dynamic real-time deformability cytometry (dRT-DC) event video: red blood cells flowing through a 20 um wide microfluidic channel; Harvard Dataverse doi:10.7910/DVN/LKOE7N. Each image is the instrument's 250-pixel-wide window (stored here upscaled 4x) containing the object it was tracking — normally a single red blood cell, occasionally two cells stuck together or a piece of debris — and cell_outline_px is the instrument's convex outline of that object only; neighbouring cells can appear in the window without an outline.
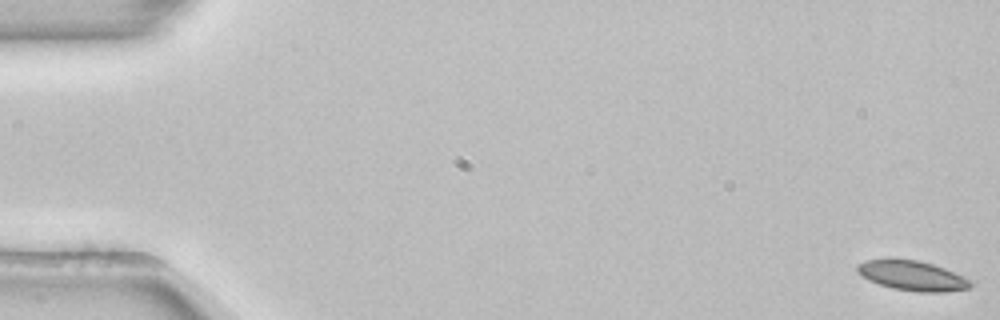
{"species": "common noctule bat (a hibernating species)", "species_latin": "Nyctalus noctula", "temperature_condition": "room temperature", "stored_images_in_passage": 54, "camera_frame_rate_fps": 3000, "um_per_image_px": 0.085, "animal": {"sex": "female", "body_mass_g": 22.7, "forearm_length_mm": 54.2}, "frame": {"image": 1, "passage_image": 1, "time_ms": 0.0, "image_size_px": [1000, 320], "cell_outline_px": [[972, 284], [968, 288], [944, 292], [916, 292], [892, 288], [868, 280], [856, 272], [856, 264], [864, 260], [884, 256], [888, 256], [920, 260], [944, 268], [972, 280]], "centroid_in_image_um": [77.45, 23.38], "position_along_channel_um": 7.6, "area_um2": 20.4}}
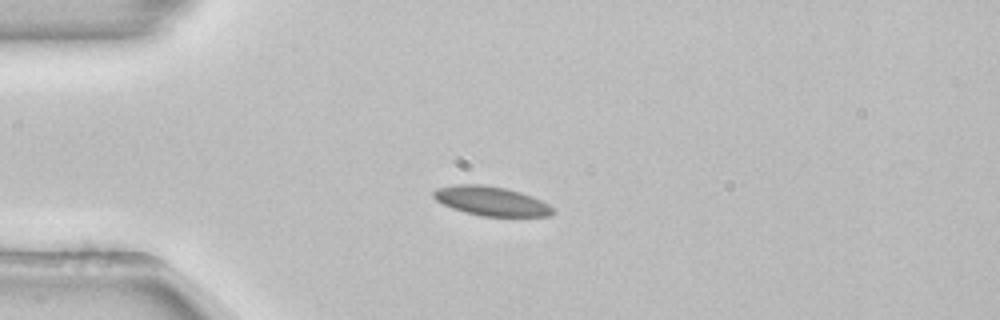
{"frame": {"image": 2, "passage_image": 14, "time_ms": 4.333, "image_size_px": [1000, 320], "cell_outline_px": [[556, 212], [552, 216], [480, 216], [464, 212], [452, 208], [436, 200], [432, 196], [432, 192], [436, 188], [456, 184], [480, 184], [504, 188], [520, 192], [532, 196], [556, 208]], "centroid_in_image_um": [41.77, 17.09], "position_along_channel_um": 43.2, "area_um2": 20.46}}
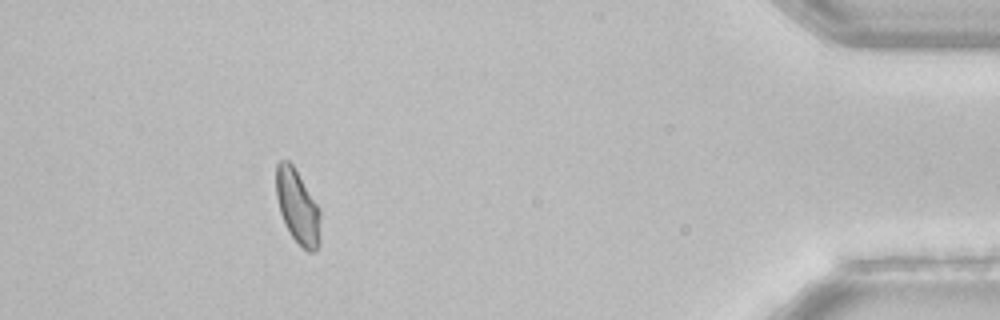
{"frame": {"image": 3, "passage_image": 49, "time_ms": 16.0, "image_size_px": [1000, 320], "cell_outline_px": [[320, 244], [316, 252], [308, 252], [292, 236], [284, 224], [280, 212], [276, 196], [276, 164], [280, 160], [288, 160], [292, 164], [320, 208]], "centroid_in_image_um": [25.3, 17.59], "position_along_channel_um": 409.9, "area_um2": 19.19}, "authors_computed_cell_mechanics": {"area_um2": 19.7676, "velocity_mm_per_s": 3.8505, "shape_relaxation_time_tau1_ms": 4.0628, "shape_relaxation_time_tau2_ms": 1.5213, "deformation_change_tau1": 0.0857, "deformation_change_tau2": 0.0356}}